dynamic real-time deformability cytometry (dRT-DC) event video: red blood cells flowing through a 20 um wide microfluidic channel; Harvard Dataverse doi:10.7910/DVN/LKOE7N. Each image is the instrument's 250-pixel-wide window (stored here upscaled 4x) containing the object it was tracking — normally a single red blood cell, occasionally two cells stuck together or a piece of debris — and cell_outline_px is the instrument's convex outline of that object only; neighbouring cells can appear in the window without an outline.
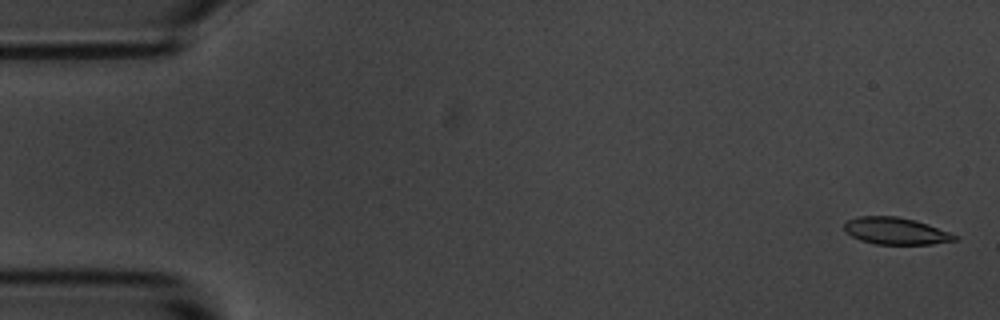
{"species": "common noctule bat (a hibernating species)", "species_latin": "Nyctalus noctula", "temperature_condition": "room temperature", "stored_images_in_passage": 55, "camera_frame_rate_fps": 3000, "um_per_image_px": 0.085, "animal": {"sex": "male", "body_mass_g": 20.1, "forearm_length_mm": 53.5}, "frame": {"image": 1, "passage_image": 2, "time_ms": 0.333, "image_size_px": [1000, 320], "cell_outline_px": [[956, 240], [932, 244], [876, 244], [860, 240], [852, 236], [844, 228], [844, 224], [848, 220], [860, 216], [896, 216], [916, 220], [928, 224], [948, 232], [956, 236]], "centroid_in_image_um": [76.12, 19.63], "position_along_channel_um": 8.9, "area_um2": 17.11}}
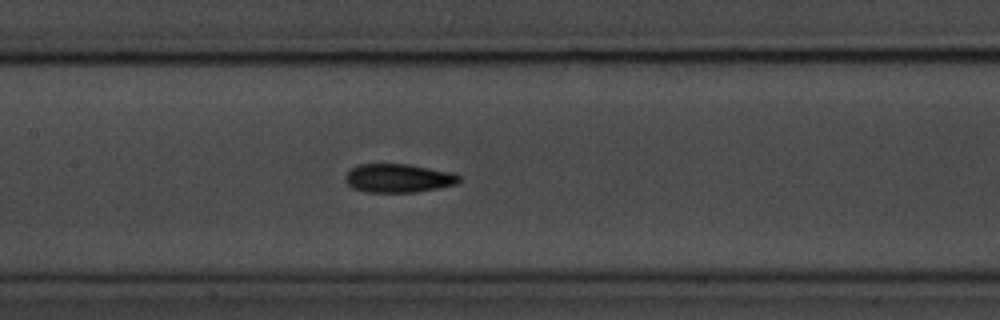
{"frame": {"image": 2, "passage_image": 26, "time_ms": 8.333, "image_size_px": [1000, 320], "cell_outline_px": [[460, 180], [456, 184], [440, 188], [416, 192], [364, 192], [352, 188], [344, 180], [344, 176], [352, 168], [360, 164], [408, 164], [452, 172], [460, 176]], "centroid_in_image_um": [33.85, 15.15], "position_along_channel_um": 173.5, "area_um2": 19.07}}
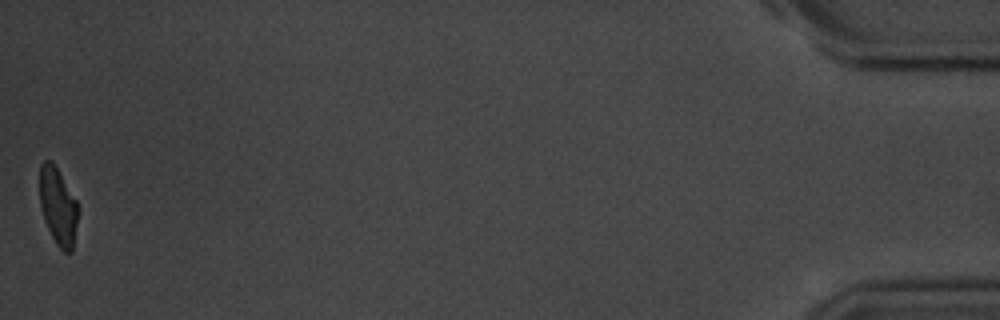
{"frame": {"image": 3, "passage_image": 55, "time_ms": 18.0, "image_size_px": [1000, 320], "cell_outline_px": [[76, 224], [72, 252], [64, 252], [56, 244], [44, 220], [40, 208], [40, 164], [44, 160], [52, 160], [76, 200]], "centroid_in_image_um": [4.89, 17.52], "position_along_channel_um": 430.3, "area_um2": 16.94}, "authors_computed_cell_mechanics": {"area_um2": 18.3804, "velocity_mm_per_s": 3.6638, "shape_relaxation_time_tau1_ms": 2.9347, "shape_relaxation_time_tau2_ms": 2.2494, "deformation_change_tau1": 0.1391, "deformation_change_tau2": 0.0835}}